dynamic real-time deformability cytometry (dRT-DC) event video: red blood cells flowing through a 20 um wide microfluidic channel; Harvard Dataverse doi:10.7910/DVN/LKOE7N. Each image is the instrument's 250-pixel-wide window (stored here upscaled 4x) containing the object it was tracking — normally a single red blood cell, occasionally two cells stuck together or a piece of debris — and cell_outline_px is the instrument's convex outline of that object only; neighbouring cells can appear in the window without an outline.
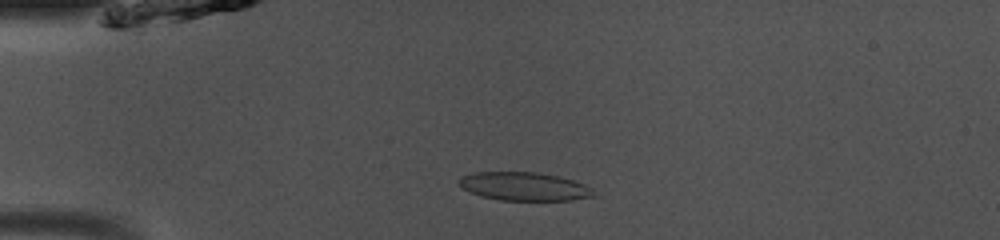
{"species": "common noctule bat (a hibernating species)", "species_latin": "Nyctalus noctula", "temperature_condition": "room temperature", "stored_images_in_passage": 49, "camera_frame_rate_fps": 3000, "um_per_image_px": 0.085, "animal": {"sex": "male", "body_mass_g": 13.0, "forearm_length_mm": 53.1}, "frame": {"image": 1, "passage_image": 12, "time_ms": 3.667, "image_size_px": [1000, 240], "cell_outline_px": [[596, 196], [572, 200], [500, 200], [484, 196], [472, 192], [464, 188], [460, 184], [460, 176], [472, 172], [536, 172], [556, 176], [572, 180], [584, 184], [592, 188]], "centroid_in_image_um": [44.59, 15.84], "position_along_channel_um": 40.4, "area_um2": 22.02}}
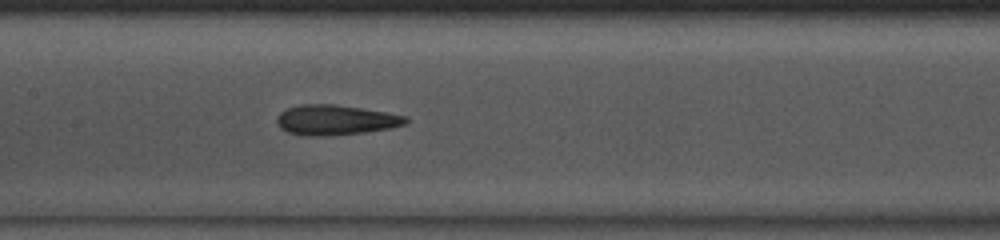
{"frame": {"image": 2, "passage_image": 24, "time_ms": 7.667, "image_size_px": [1000, 240], "cell_outline_px": [[408, 124], [392, 128], [364, 132], [324, 136], [308, 136], [288, 132], [280, 128], [276, 120], [276, 116], [280, 112], [288, 108], [300, 104], [332, 104], [360, 108], [408, 116]], "centroid_in_image_um": [28.52, 10.2], "position_along_channel_um": 178.9, "area_um2": 22.6}}
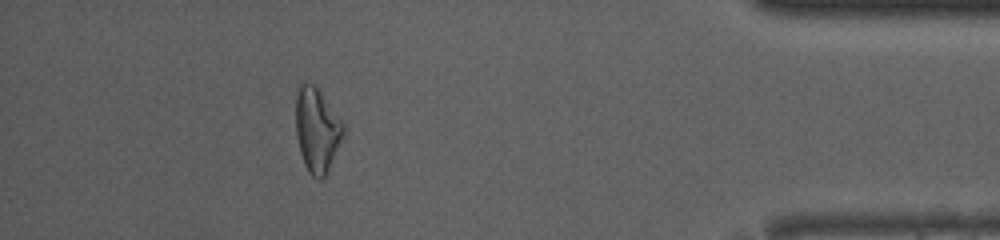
{"frame": {"image": 3, "passage_image": 44, "time_ms": 14.333, "image_size_px": [1000, 240], "cell_outline_px": [[344, 132], [328, 172], [320, 180], [312, 176], [308, 172], [304, 164], [300, 152], [296, 136], [296, 96], [300, 84], [316, 84], [320, 88], [344, 120]], "centroid_in_image_um": [26.96, 11.01], "position_along_channel_um": 408.2, "area_um2": 23.81}, "authors_computed_cell_mechanics": {"area_um2": 22.5998, "velocity_mm_per_s": 4.0985, "shape_relaxation_time_tau1_ms": 5.8303, "shape_relaxation_time_tau2_ms": 3.8384, "deformation_change_tau1": 0.1927, "deformation_change_tau2": 0.0925}}